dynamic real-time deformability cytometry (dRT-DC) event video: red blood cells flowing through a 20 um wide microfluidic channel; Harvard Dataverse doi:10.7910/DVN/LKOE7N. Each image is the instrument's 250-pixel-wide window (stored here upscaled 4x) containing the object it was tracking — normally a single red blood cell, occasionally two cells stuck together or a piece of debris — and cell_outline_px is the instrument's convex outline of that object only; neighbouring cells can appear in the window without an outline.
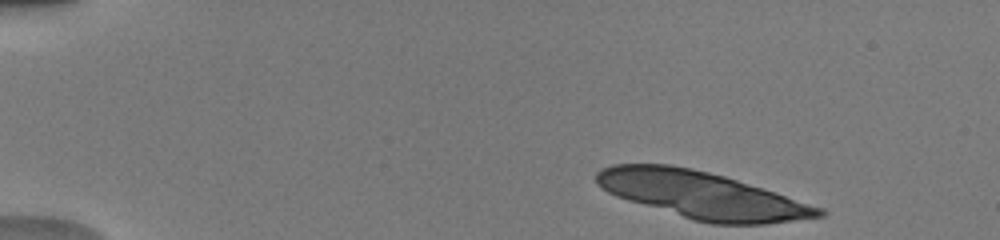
{"species": "human", "species_latin": "Homo sapiens", "temperature_condition": "warm", "stored_images_in_passage": 36, "camera_frame_rate_fps": 3000, "um_per_image_px": 0.085, "donor": {"sex": "male"}, "frame": {"image": 1, "passage_image": 1, "time_ms": 0.0, "image_size_px": [1000, 240], "cell_outline_px": [[828, 212], [824, 216], [768, 224], [712, 224], [692, 220], [628, 200], [616, 196], [600, 188], [596, 184], [596, 172], [600, 168], [612, 164], [668, 164], [692, 168], [724, 176], [824, 208]], "centroid_in_image_um": [59.64, 16.58], "position_along_channel_um": 25.4, "area_um2": 60.75}}
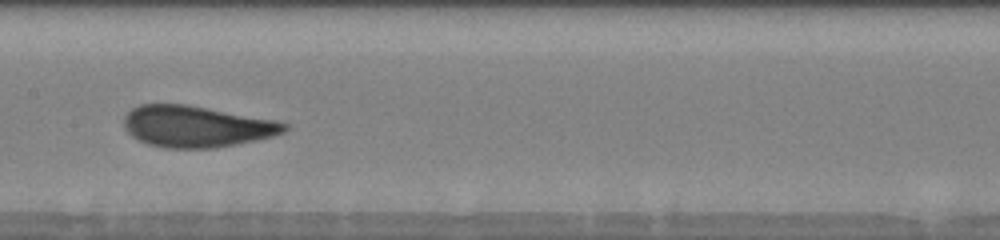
{"frame": {"image": 2, "passage_image": 16, "time_ms": 7.0, "image_size_px": [1000, 240], "cell_outline_px": [[288, 128], [284, 132], [272, 136], [256, 140], [216, 148], [164, 148], [148, 144], [136, 140], [124, 128], [124, 116], [132, 108], [140, 104], [188, 104], [276, 120], [288, 124]], "centroid_in_image_um": [16.68, 10.75], "position_along_channel_um": 190.7, "area_um2": 38.9}}
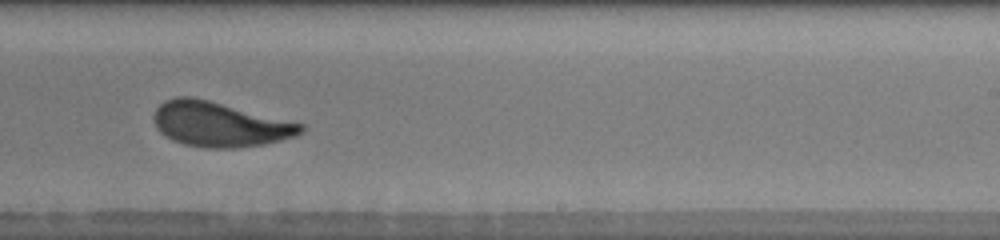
{"frame": {"image": 3, "passage_image": 23, "time_ms": 9.0, "image_size_px": [1000, 240], "cell_outline_px": [[304, 132], [296, 136], [264, 144], [236, 148], [208, 148], [184, 144], [172, 140], [160, 132], [156, 128], [156, 108], [164, 100], [176, 96], [192, 96], [304, 124]], "centroid_in_image_um": [18.68, 10.57], "position_along_channel_um": 270.3, "area_um2": 38.15}, "authors_computed_cell_mechanics": {"area_um2": 38.5815, "velocity_mm_per_s": 3.9922, "shape_relaxation_time_tau1_ms": 3.2671, "shape_relaxation_time_tau2_ms": 0.7822, "deformation_change_tau1": 0.1375, "deformation_change_tau2": 0.0659}}